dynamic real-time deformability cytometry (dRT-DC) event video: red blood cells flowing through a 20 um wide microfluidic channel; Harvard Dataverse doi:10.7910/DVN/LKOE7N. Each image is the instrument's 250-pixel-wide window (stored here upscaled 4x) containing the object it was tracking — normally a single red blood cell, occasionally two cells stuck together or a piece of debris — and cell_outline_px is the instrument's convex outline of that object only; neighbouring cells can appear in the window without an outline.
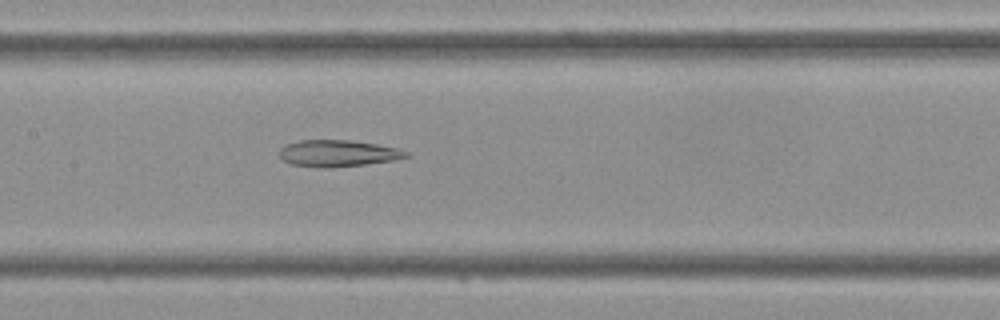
{"species": "Egyptian fruit bat (a non-hibernating species)", "species_latin": "Rousettus aegyptiacus", "temperature_condition": "cold", "stored_images_in_passage": 44, "camera_frame_rate_fps": 3000, "um_per_image_px": 0.085, "frame": {"image": 1, "passage_image": 21, "time_ms": 6.667, "image_size_px": [1000, 320], "cell_outline_px": [[412, 156], [392, 160], [364, 164], [328, 168], [324, 168], [292, 164], [284, 160], [280, 156], [280, 148], [288, 144], [300, 140], [348, 140], [376, 144], [396, 148], [408, 152]], "centroid_in_image_um": [28.73, 13.03], "position_along_channel_um": 178.7, "area_um2": 19.36}}
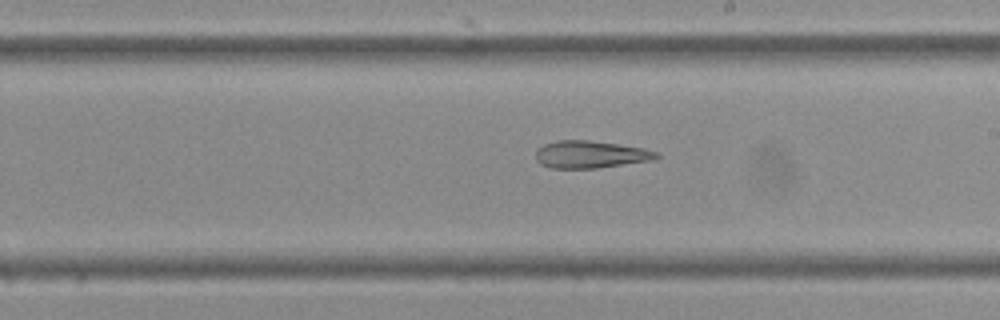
{"frame": {"image": 2, "passage_image": 25, "time_ms": 8.0, "image_size_px": [1000, 320], "cell_outline_px": [[660, 156], [656, 160], [596, 168], [552, 168], [540, 164], [536, 160], [536, 148], [544, 144], [556, 140], [588, 140], [644, 148], [660, 152]], "centroid_in_image_um": [50.21, 13.13], "position_along_channel_um": 238.8, "area_um2": 19.42}}
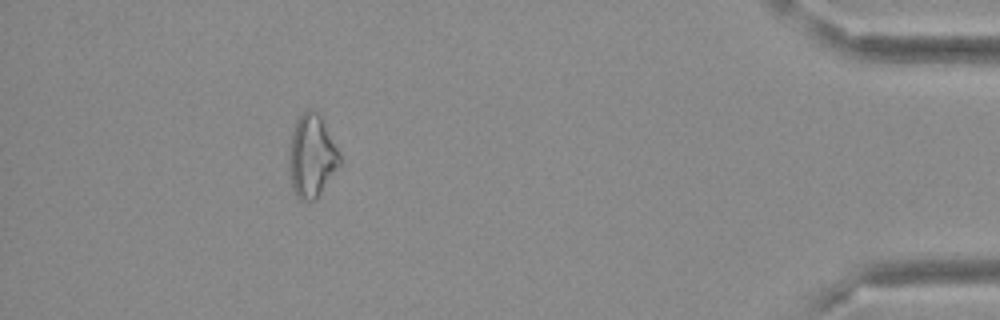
{"frame": {"image": 3, "passage_image": 40, "time_ms": 13.0, "image_size_px": [1000, 320], "cell_outline_px": [[340, 164], [316, 200], [300, 200], [296, 196], [292, 188], [288, 168], [288, 148], [292, 132], [296, 120], [304, 112], [312, 108], [320, 116], [340, 152]], "centroid_in_image_um": [26.47, 13.29], "position_along_channel_um": 408.7, "area_um2": 24.51}}